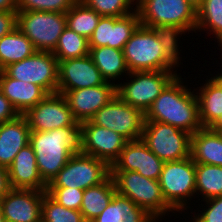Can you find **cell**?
<instances>
[{"label": "cell", "mask_w": 222, "mask_h": 222, "mask_svg": "<svg viewBox=\"0 0 222 222\" xmlns=\"http://www.w3.org/2000/svg\"><path fill=\"white\" fill-rule=\"evenodd\" d=\"M183 79L178 75L160 93L145 113V122L169 124L191 135L202 128L195 91L183 85Z\"/></svg>", "instance_id": "1"}, {"label": "cell", "mask_w": 222, "mask_h": 222, "mask_svg": "<svg viewBox=\"0 0 222 222\" xmlns=\"http://www.w3.org/2000/svg\"><path fill=\"white\" fill-rule=\"evenodd\" d=\"M80 139V127L30 132L29 144L35 152L39 174L47 185L71 156L80 152Z\"/></svg>", "instance_id": "2"}, {"label": "cell", "mask_w": 222, "mask_h": 222, "mask_svg": "<svg viewBox=\"0 0 222 222\" xmlns=\"http://www.w3.org/2000/svg\"><path fill=\"white\" fill-rule=\"evenodd\" d=\"M111 177L117 193L128 197L157 222L169 217L170 213L176 214L164 199L158 180L146 178L136 171H111Z\"/></svg>", "instance_id": "3"}, {"label": "cell", "mask_w": 222, "mask_h": 222, "mask_svg": "<svg viewBox=\"0 0 222 222\" xmlns=\"http://www.w3.org/2000/svg\"><path fill=\"white\" fill-rule=\"evenodd\" d=\"M123 53L130 72L177 70L154 29L141 24L125 43Z\"/></svg>", "instance_id": "4"}, {"label": "cell", "mask_w": 222, "mask_h": 222, "mask_svg": "<svg viewBox=\"0 0 222 222\" xmlns=\"http://www.w3.org/2000/svg\"><path fill=\"white\" fill-rule=\"evenodd\" d=\"M180 74L177 70L130 72L125 77L128 82H116V95L145 114L160 93Z\"/></svg>", "instance_id": "5"}, {"label": "cell", "mask_w": 222, "mask_h": 222, "mask_svg": "<svg viewBox=\"0 0 222 222\" xmlns=\"http://www.w3.org/2000/svg\"><path fill=\"white\" fill-rule=\"evenodd\" d=\"M195 178V163L191 156L164 162L158 182L164 199L175 212L182 214L185 210H191L189 204L197 196Z\"/></svg>", "instance_id": "6"}, {"label": "cell", "mask_w": 222, "mask_h": 222, "mask_svg": "<svg viewBox=\"0 0 222 222\" xmlns=\"http://www.w3.org/2000/svg\"><path fill=\"white\" fill-rule=\"evenodd\" d=\"M136 10L140 24L146 27L169 25L188 34L197 27V10L187 0H137Z\"/></svg>", "instance_id": "7"}, {"label": "cell", "mask_w": 222, "mask_h": 222, "mask_svg": "<svg viewBox=\"0 0 222 222\" xmlns=\"http://www.w3.org/2000/svg\"><path fill=\"white\" fill-rule=\"evenodd\" d=\"M66 27V13L17 11V28L37 51L53 52Z\"/></svg>", "instance_id": "8"}, {"label": "cell", "mask_w": 222, "mask_h": 222, "mask_svg": "<svg viewBox=\"0 0 222 222\" xmlns=\"http://www.w3.org/2000/svg\"><path fill=\"white\" fill-rule=\"evenodd\" d=\"M141 140L164 162L190 157L191 134L169 124L144 122Z\"/></svg>", "instance_id": "9"}, {"label": "cell", "mask_w": 222, "mask_h": 222, "mask_svg": "<svg viewBox=\"0 0 222 222\" xmlns=\"http://www.w3.org/2000/svg\"><path fill=\"white\" fill-rule=\"evenodd\" d=\"M111 167L98 158L77 152L58 172L47 187H70L85 190L104 182Z\"/></svg>", "instance_id": "10"}, {"label": "cell", "mask_w": 222, "mask_h": 222, "mask_svg": "<svg viewBox=\"0 0 222 222\" xmlns=\"http://www.w3.org/2000/svg\"><path fill=\"white\" fill-rule=\"evenodd\" d=\"M95 124L114 131L127 141L141 139L145 114L117 95L90 119Z\"/></svg>", "instance_id": "11"}, {"label": "cell", "mask_w": 222, "mask_h": 222, "mask_svg": "<svg viewBox=\"0 0 222 222\" xmlns=\"http://www.w3.org/2000/svg\"><path fill=\"white\" fill-rule=\"evenodd\" d=\"M59 61L52 52L36 51L10 64L3 71L11 78L40 86L47 94L57 93Z\"/></svg>", "instance_id": "12"}, {"label": "cell", "mask_w": 222, "mask_h": 222, "mask_svg": "<svg viewBox=\"0 0 222 222\" xmlns=\"http://www.w3.org/2000/svg\"><path fill=\"white\" fill-rule=\"evenodd\" d=\"M31 131H51L63 127H80L64 96L48 94L24 114Z\"/></svg>", "instance_id": "13"}, {"label": "cell", "mask_w": 222, "mask_h": 222, "mask_svg": "<svg viewBox=\"0 0 222 222\" xmlns=\"http://www.w3.org/2000/svg\"><path fill=\"white\" fill-rule=\"evenodd\" d=\"M80 152L106 162L110 167L118 159L127 140L118 133L93 124L80 123Z\"/></svg>", "instance_id": "14"}, {"label": "cell", "mask_w": 222, "mask_h": 222, "mask_svg": "<svg viewBox=\"0 0 222 222\" xmlns=\"http://www.w3.org/2000/svg\"><path fill=\"white\" fill-rule=\"evenodd\" d=\"M140 25L137 10L123 17L101 16L93 34L88 39L89 47L108 46L123 50L125 43Z\"/></svg>", "instance_id": "15"}, {"label": "cell", "mask_w": 222, "mask_h": 222, "mask_svg": "<svg viewBox=\"0 0 222 222\" xmlns=\"http://www.w3.org/2000/svg\"><path fill=\"white\" fill-rule=\"evenodd\" d=\"M64 96L73 116L82 123L90 120L97 111L116 96V85L105 82L90 88L57 92Z\"/></svg>", "instance_id": "16"}, {"label": "cell", "mask_w": 222, "mask_h": 222, "mask_svg": "<svg viewBox=\"0 0 222 222\" xmlns=\"http://www.w3.org/2000/svg\"><path fill=\"white\" fill-rule=\"evenodd\" d=\"M164 161L141 140L127 141L111 171H136L146 178L159 180Z\"/></svg>", "instance_id": "17"}, {"label": "cell", "mask_w": 222, "mask_h": 222, "mask_svg": "<svg viewBox=\"0 0 222 222\" xmlns=\"http://www.w3.org/2000/svg\"><path fill=\"white\" fill-rule=\"evenodd\" d=\"M105 82L89 54L59 61L57 92L95 87Z\"/></svg>", "instance_id": "18"}, {"label": "cell", "mask_w": 222, "mask_h": 222, "mask_svg": "<svg viewBox=\"0 0 222 222\" xmlns=\"http://www.w3.org/2000/svg\"><path fill=\"white\" fill-rule=\"evenodd\" d=\"M45 193L46 191L12 188L0 199L6 222L40 221Z\"/></svg>", "instance_id": "19"}, {"label": "cell", "mask_w": 222, "mask_h": 222, "mask_svg": "<svg viewBox=\"0 0 222 222\" xmlns=\"http://www.w3.org/2000/svg\"><path fill=\"white\" fill-rule=\"evenodd\" d=\"M9 181L14 189L46 191L36 163V156L30 144L22 148L8 167Z\"/></svg>", "instance_id": "20"}, {"label": "cell", "mask_w": 222, "mask_h": 222, "mask_svg": "<svg viewBox=\"0 0 222 222\" xmlns=\"http://www.w3.org/2000/svg\"><path fill=\"white\" fill-rule=\"evenodd\" d=\"M30 128L23 114L0 123V166L8 168L19 151L29 144Z\"/></svg>", "instance_id": "21"}, {"label": "cell", "mask_w": 222, "mask_h": 222, "mask_svg": "<svg viewBox=\"0 0 222 222\" xmlns=\"http://www.w3.org/2000/svg\"><path fill=\"white\" fill-rule=\"evenodd\" d=\"M0 90L19 114H24L48 95L40 86L11 78L4 71H0Z\"/></svg>", "instance_id": "22"}, {"label": "cell", "mask_w": 222, "mask_h": 222, "mask_svg": "<svg viewBox=\"0 0 222 222\" xmlns=\"http://www.w3.org/2000/svg\"><path fill=\"white\" fill-rule=\"evenodd\" d=\"M190 156L195 164L222 167V133L202 127L191 135Z\"/></svg>", "instance_id": "23"}, {"label": "cell", "mask_w": 222, "mask_h": 222, "mask_svg": "<svg viewBox=\"0 0 222 222\" xmlns=\"http://www.w3.org/2000/svg\"><path fill=\"white\" fill-rule=\"evenodd\" d=\"M207 79V80H206ZM194 89L202 127H211L222 115V84L214 77L206 78Z\"/></svg>", "instance_id": "24"}, {"label": "cell", "mask_w": 222, "mask_h": 222, "mask_svg": "<svg viewBox=\"0 0 222 222\" xmlns=\"http://www.w3.org/2000/svg\"><path fill=\"white\" fill-rule=\"evenodd\" d=\"M89 48V55L106 82L116 85L118 79L130 73L123 50L108 46Z\"/></svg>", "instance_id": "25"}, {"label": "cell", "mask_w": 222, "mask_h": 222, "mask_svg": "<svg viewBox=\"0 0 222 222\" xmlns=\"http://www.w3.org/2000/svg\"><path fill=\"white\" fill-rule=\"evenodd\" d=\"M116 193L111 175L102 183L84 190L80 212L86 222H92L109 205Z\"/></svg>", "instance_id": "26"}, {"label": "cell", "mask_w": 222, "mask_h": 222, "mask_svg": "<svg viewBox=\"0 0 222 222\" xmlns=\"http://www.w3.org/2000/svg\"><path fill=\"white\" fill-rule=\"evenodd\" d=\"M37 50L32 42L16 27L0 38V71L10 64L32 56Z\"/></svg>", "instance_id": "27"}, {"label": "cell", "mask_w": 222, "mask_h": 222, "mask_svg": "<svg viewBox=\"0 0 222 222\" xmlns=\"http://www.w3.org/2000/svg\"><path fill=\"white\" fill-rule=\"evenodd\" d=\"M196 194L201 201L222 196V167L209 164H195Z\"/></svg>", "instance_id": "28"}, {"label": "cell", "mask_w": 222, "mask_h": 222, "mask_svg": "<svg viewBox=\"0 0 222 222\" xmlns=\"http://www.w3.org/2000/svg\"><path fill=\"white\" fill-rule=\"evenodd\" d=\"M204 32L214 35L218 44L222 40V0H204L197 9L195 33Z\"/></svg>", "instance_id": "29"}, {"label": "cell", "mask_w": 222, "mask_h": 222, "mask_svg": "<svg viewBox=\"0 0 222 222\" xmlns=\"http://www.w3.org/2000/svg\"><path fill=\"white\" fill-rule=\"evenodd\" d=\"M101 15L77 1L66 12V26L89 39L95 30Z\"/></svg>", "instance_id": "30"}, {"label": "cell", "mask_w": 222, "mask_h": 222, "mask_svg": "<svg viewBox=\"0 0 222 222\" xmlns=\"http://www.w3.org/2000/svg\"><path fill=\"white\" fill-rule=\"evenodd\" d=\"M133 216H151L128 197L115 193L109 205L92 222H123Z\"/></svg>", "instance_id": "31"}, {"label": "cell", "mask_w": 222, "mask_h": 222, "mask_svg": "<svg viewBox=\"0 0 222 222\" xmlns=\"http://www.w3.org/2000/svg\"><path fill=\"white\" fill-rule=\"evenodd\" d=\"M89 51V40L66 27L52 53L58 61H63L87 56Z\"/></svg>", "instance_id": "32"}, {"label": "cell", "mask_w": 222, "mask_h": 222, "mask_svg": "<svg viewBox=\"0 0 222 222\" xmlns=\"http://www.w3.org/2000/svg\"><path fill=\"white\" fill-rule=\"evenodd\" d=\"M158 40L160 41L161 45L163 46L165 55L177 66L182 65L183 63L181 61L182 57L180 52V39L185 34L188 35V33L175 26H169V25H158L153 27ZM179 41V43H178ZM180 51V52H179ZM180 61V62H179Z\"/></svg>", "instance_id": "33"}, {"label": "cell", "mask_w": 222, "mask_h": 222, "mask_svg": "<svg viewBox=\"0 0 222 222\" xmlns=\"http://www.w3.org/2000/svg\"><path fill=\"white\" fill-rule=\"evenodd\" d=\"M41 219L44 222H86L80 211L58 204L47 193L42 200Z\"/></svg>", "instance_id": "34"}, {"label": "cell", "mask_w": 222, "mask_h": 222, "mask_svg": "<svg viewBox=\"0 0 222 222\" xmlns=\"http://www.w3.org/2000/svg\"><path fill=\"white\" fill-rule=\"evenodd\" d=\"M101 16L123 17L136 11L137 0H79ZM135 6V7H134Z\"/></svg>", "instance_id": "35"}, {"label": "cell", "mask_w": 222, "mask_h": 222, "mask_svg": "<svg viewBox=\"0 0 222 222\" xmlns=\"http://www.w3.org/2000/svg\"><path fill=\"white\" fill-rule=\"evenodd\" d=\"M78 0H17L18 11L66 13Z\"/></svg>", "instance_id": "36"}, {"label": "cell", "mask_w": 222, "mask_h": 222, "mask_svg": "<svg viewBox=\"0 0 222 222\" xmlns=\"http://www.w3.org/2000/svg\"><path fill=\"white\" fill-rule=\"evenodd\" d=\"M46 193L58 204L80 211L84 190L70 187H47Z\"/></svg>", "instance_id": "37"}, {"label": "cell", "mask_w": 222, "mask_h": 222, "mask_svg": "<svg viewBox=\"0 0 222 222\" xmlns=\"http://www.w3.org/2000/svg\"><path fill=\"white\" fill-rule=\"evenodd\" d=\"M204 203L205 206L202 205V211L197 208L198 211L194 209V213L193 211L189 213L194 214V216L190 215L193 218L191 217L192 220L190 219L188 222H222V196L204 200Z\"/></svg>", "instance_id": "38"}, {"label": "cell", "mask_w": 222, "mask_h": 222, "mask_svg": "<svg viewBox=\"0 0 222 222\" xmlns=\"http://www.w3.org/2000/svg\"><path fill=\"white\" fill-rule=\"evenodd\" d=\"M17 27V11H0V38Z\"/></svg>", "instance_id": "39"}, {"label": "cell", "mask_w": 222, "mask_h": 222, "mask_svg": "<svg viewBox=\"0 0 222 222\" xmlns=\"http://www.w3.org/2000/svg\"><path fill=\"white\" fill-rule=\"evenodd\" d=\"M20 115L0 90V123L12 120Z\"/></svg>", "instance_id": "40"}, {"label": "cell", "mask_w": 222, "mask_h": 222, "mask_svg": "<svg viewBox=\"0 0 222 222\" xmlns=\"http://www.w3.org/2000/svg\"><path fill=\"white\" fill-rule=\"evenodd\" d=\"M12 189L8 168L0 166V199Z\"/></svg>", "instance_id": "41"}, {"label": "cell", "mask_w": 222, "mask_h": 222, "mask_svg": "<svg viewBox=\"0 0 222 222\" xmlns=\"http://www.w3.org/2000/svg\"><path fill=\"white\" fill-rule=\"evenodd\" d=\"M0 11H18L17 0H0Z\"/></svg>", "instance_id": "42"}, {"label": "cell", "mask_w": 222, "mask_h": 222, "mask_svg": "<svg viewBox=\"0 0 222 222\" xmlns=\"http://www.w3.org/2000/svg\"><path fill=\"white\" fill-rule=\"evenodd\" d=\"M123 222H157L152 216H133L124 218Z\"/></svg>", "instance_id": "43"}, {"label": "cell", "mask_w": 222, "mask_h": 222, "mask_svg": "<svg viewBox=\"0 0 222 222\" xmlns=\"http://www.w3.org/2000/svg\"><path fill=\"white\" fill-rule=\"evenodd\" d=\"M212 130L222 133V115L219 119L210 127Z\"/></svg>", "instance_id": "44"}, {"label": "cell", "mask_w": 222, "mask_h": 222, "mask_svg": "<svg viewBox=\"0 0 222 222\" xmlns=\"http://www.w3.org/2000/svg\"><path fill=\"white\" fill-rule=\"evenodd\" d=\"M196 10L202 5L204 0H187Z\"/></svg>", "instance_id": "45"}, {"label": "cell", "mask_w": 222, "mask_h": 222, "mask_svg": "<svg viewBox=\"0 0 222 222\" xmlns=\"http://www.w3.org/2000/svg\"><path fill=\"white\" fill-rule=\"evenodd\" d=\"M215 72H217V74L214 75V74L210 73L209 76L213 75L222 84V69H221L220 73L218 71H215Z\"/></svg>", "instance_id": "46"}, {"label": "cell", "mask_w": 222, "mask_h": 222, "mask_svg": "<svg viewBox=\"0 0 222 222\" xmlns=\"http://www.w3.org/2000/svg\"><path fill=\"white\" fill-rule=\"evenodd\" d=\"M0 222H6L5 216H4V214H3V211H2V209H1V207H0Z\"/></svg>", "instance_id": "47"}, {"label": "cell", "mask_w": 222, "mask_h": 222, "mask_svg": "<svg viewBox=\"0 0 222 222\" xmlns=\"http://www.w3.org/2000/svg\"><path fill=\"white\" fill-rule=\"evenodd\" d=\"M218 47H220L219 51L222 52V50H220V49H222V40L219 42ZM221 58H222V53H221ZM221 64H222V60H221Z\"/></svg>", "instance_id": "48"}]
</instances>
